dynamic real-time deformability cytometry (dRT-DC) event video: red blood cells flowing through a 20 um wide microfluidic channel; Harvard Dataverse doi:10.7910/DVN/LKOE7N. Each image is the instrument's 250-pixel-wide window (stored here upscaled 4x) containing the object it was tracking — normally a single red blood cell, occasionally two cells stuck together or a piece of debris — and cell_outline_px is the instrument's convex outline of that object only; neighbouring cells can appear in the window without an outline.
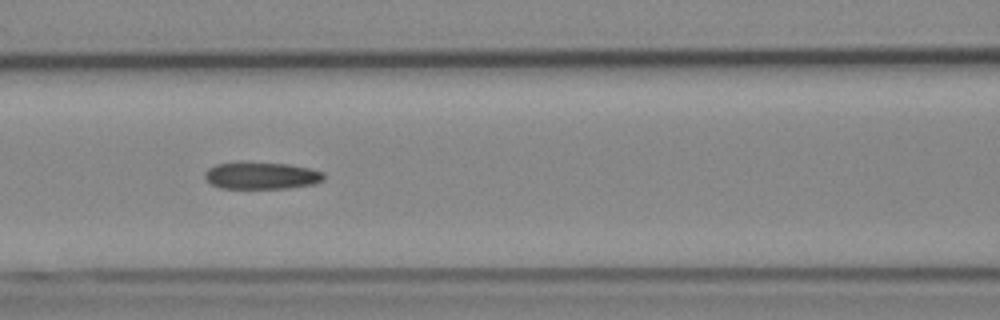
{"species": "Egyptian fruit bat (a non-hibernating species)", "species_latin": "Rousettus aegyptiacus", "temperature_condition": "cold", "stored_images_in_passage": 35, "camera_frame_rate_fps": 3000, "um_per_image_px": 0.085, "animal": {"sex": "female"}, "frame": {"image": 1, "passage_image": 11, "time_ms": 3.333, "image_size_px": [1000, 320], "cell_outline_px": [[324, 180], [316, 184], [288, 188], [220, 188], [212, 184], [204, 176], [204, 172], [208, 168], [216, 164], [240, 160], [288, 164], [308, 168], [324, 172]], "centroid_in_image_um": [22.21, 14.9], "position_along_channel_um": 144.4, "area_um2": 19.25}, "authors_computed_cell_mechanics": {"area_um2": 19.1896, "velocity_mm_per_s": 3.9038, "shape_relaxation_time_tau1_ms": null, "shape_relaxation_time_tau2_ms": 7.2431, "deformation_change_tau1": null, "deformation_change_tau2": 0.1748}}